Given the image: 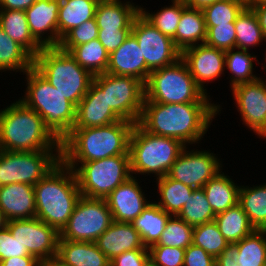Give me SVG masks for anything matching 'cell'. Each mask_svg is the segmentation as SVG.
I'll use <instances>...</instances> for the list:
<instances>
[{"label": "cell", "instance_id": "1", "mask_svg": "<svg viewBox=\"0 0 266 266\" xmlns=\"http://www.w3.org/2000/svg\"><path fill=\"white\" fill-rule=\"evenodd\" d=\"M222 109L219 103L214 102L163 104L144 101L138 124L150 134L177 139L185 146H195L203 140Z\"/></svg>", "mask_w": 266, "mask_h": 266}, {"label": "cell", "instance_id": "2", "mask_svg": "<svg viewBox=\"0 0 266 266\" xmlns=\"http://www.w3.org/2000/svg\"><path fill=\"white\" fill-rule=\"evenodd\" d=\"M134 124L120 120L107 126L71 129L61 141V161L88 162L129 155V139Z\"/></svg>", "mask_w": 266, "mask_h": 266}, {"label": "cell", "instance_id": "3", "mask_svg": "<svg viewBox=\"0 0 266 266\" xmlns=\"http://www.w3.org/2000/svg\"><path fill=\"white\" fill-rule=\"evenodd\" d=\"M0 150L61 151L43 118L19 99L0 110Z\"/></svg>", "mask_w": 266, "mask_h": 266}, {"label": "cell", "instance_id": "4", "mask_svg": "<svg viewBox=\"0 0 266 266\" xmlns=\"http://www.w3.org/2000/svg\"><path fill=\"white\" fill-rule=\"evenodd\" d=\"M36 218L59 233L81 197L74 171L61 160L34 185Z\"/></svg>", "mask_w": 266, "mask_h": 266}, {"label": "cell", "instance_id": "5", "mask_svg": "<svg viewBox=\"0 0 266 266\" xmlns=\"http://www.w3.org/2000/svg\"><path fill=\"white\" fill-rule=\"evenodd\" d=\"M25 96L19 100L36 111L45 126L61 142L74 127L76 106L64 98L34 67L25 73Z\"/></svg>", "mask_w": 266, "mask_h": 266}, {"label": "cell", "instance_id": "6", "mask_svg": "<svg viewBox=\"0 0 266 266\" xmlns=\"http://www.w3.org/2000/svg\"><path fill=\"white\" fill-rule=\"evenodd\" d=\"M184 147L177 139L150 134L134 124L128 150L132 176L152 174L157 179L168 175Z\"/></svg>", "mask_w": 266, "mask_h": 266}, {"label": "cell", "instance_id": "7", "mask_svg": "<svg viewBox=\"0 0 266 266\" xmlns=\"http://www.w3.org/2000/svg\"><path fill=\"white\" fill-rule=\"evenodd\" d=\"M33 67L75 106L86 95L93 80L69 52L59 47H43L34 57Z\"/></svg>", "mask_w": 266, "mask_h": 266}, {"label": "cell", "instance_id": "8", "mask_svg": "<svg viewBox=\"0 0 266 266\" xmlns=\"http://www.w3.org/2000/svg\"><path fill=\"white\" fill-rule=\"evenodd\" d=\"M144 101L163 104L212 103L210 95L197 85L182 58L150 72L144 84Z\"/></svg>", "mask_w": 266, "mask_h": 266}, {"label": "cell", "instance_id": "9", "mask_svg": "<svg viewBox=\"0 0 266 266\" xmlns=\"http://www.w3.org/2000/svg\"><path fill=\"white\" fill-rule=\"evenodd\" d=\"M77 178L82 196L106 199L131 174L130 156L117 155L88 162H63Z\"/></svg>", "mask_w": 266, "mask_h": 266}, {"label": "cell", "instance_id": "10", "mask_svg": "<svg viewBox=\"0 0 266 266\" xmlns=\"http://www.w3.org/2000/svg\"><path fill=\"white\" fill-rule=\"evenodd\" d=\"M61 151L0 150V186L26 183L34 186L61 160Z\"/></svg>", "mask_w": 266, "mask_h": 266}, {"label": "cell", "instance_id": "11", "mask_svg": "<svg viewBox=\"0 0 266 266\" xmlns=\"http://www.w3.org/2000/svg\"><path fill=\"white\" fill-rule=\"evenodd\" d=\"M105 94L107 105L122 119L138 123L145 98L144 83L130 76L102 73L92 80Z\"/></svg>", "mask_w": 266, "mask_h": 266}, {"label": "cell", "instance_id": "12", "mask_svg": "<svg viewBox=\"0 0 266 266\" xmlns=\"http://www.w3.org/2000/svg\"><path fill=\"white\" fill-rule=\"evenodd\" d=\"M112 222L106 199L81 195L59 239L95 242Z\"/></svg>", "mask_w": 266, "mask_h": 266}, {"label": "cell", "instance_id": "13", "mask_svg": "<svg viewBox=\"0 0 266 266\" xmlns=\"http://www.w3.org/2000/svg\"><path fill=\"white\" fill-rule=\"evenodd\" d=\"M131 34L137 39L150 72L175 63L181 58V52L175 46L173 39L161 33L139 14L132 24Z\"/></svg>", "mask_w": 266, "mask_h": 266}, {"label": "cell", "instance_id": "14", "mask_svg": "<svg viewBox=\"0 0 266 266\" xmlns=\"http://www.w3.org/2000/svg\"><path fill=\"white\" fill-rule=\"evenodd\" d=\"M189 149L188 146L183 148L168 176L193 189H200L223 170V165L218 156L209 150Z\"/></svg>", "mask_w": 266, "mask_h": 266}, {"label": "cell", "instance_id": "15", "mask_svg": "<svg viewBox=\"0 0 266 266\" xmlns=\"http://www.w3.org/2000/svg\"><path fill=\"white\" fill-rule=\"evenodd\" d=\"M12 236L40 262L57 257L60 233L36 217L8 221Z\"/></svg>", "mask_w": 266, "mask_h": 266}, {"label": "cell", "instance_id": "16", "mask_svg": "<svg viewBox=\"0 0 266 266\" xmlns=\"http://www.w3.org/2000/svg\"><path fill=\"white\" fill-rule=\"evenodd\" d=\"M243 124L266 140V80L261 76L252 82L231 88Z\"/></svg>", "mask_w": 266, "mask_h": 266}, {"label": "cell", "instance_id": "17", "mask_svg": "<svg viewBox=\"0 0 266 266\" xmlns=\"http://www.w3.org/2000/svg\"><path fill=\"white\" fill-rule=\"evenodd\" d=\"M197 85L207 93V82L220 78L225 72V51L205 43L187 48L181 53ZM206 84V85H205Z\"/></svg>", "mask_w": 266, "mask_h": 266}, {"label": "cell", "instance_id": "18", "mask_svg": "<svg viewBox=\"0 0 266 266\" xmlns=\"http://www.w3.org/2000/svg\"><path fill=\"white\" fill-rule=\"evenodd\" d=\"M137 176L120 184L106 198L112 219L132 223L152 202L144 194Z\"/></svg>", "mask_w": 266, "mask_h": 266}, {"label": "cell", "instance_id": "19", "mask_svg": "<svg viewBox=\"0 0 266 266\" xmlns=\"http://www.w3.org/2000/svg\"><path fill=\"white\" fill-rule=\"evenodd\" d=\"M60 0H37L25 10L30 33L42 47H58Z\"/></svg>", "mask_w": 266, "mask_h": 266}, {"label": "cell", "instance_id": "20", "mask_svg": "<svg viewBox=\"0 0 266 266\" xmlns=\"http://www.w3.org/2000/svg\"><path fill=\"white\" fill-rule=\"evenodd\" d=\"M122 120L106 103L105 94L92 81L88 92L76 106V119L72 129L107 126Z\"/></svg>", "mask_w": 266, "mask_h": 266}, {"label": "cell", "instance_id": "21", "mask_svg": "<svg viewBox=\"0 0 266 266\" xmlns=\"http://www.w3.org/2000/svg\"><path fill=\"white\" fill-rule=\"evenodd\" d=\"M106 73L134 77L144 84L147 82L148 67L137 39L131 33L118 49L109 54Z\"/></svg>", "mask_w": 266, "mask_h": 266}, {"label": "cell", "instance_id": "22", "mask_svg": "<svg viewBox=\"0 0 266 266\" xmlns=\"http://www.w3.org/2000/svg\"><path fill=\"white\" fill-rule=\"evenodd\" d=\"M0 209L8 221L36 217L34 186L26 183L0 186Z\"/></svg>", "mask_w": 266, "mask_h": 266}, {"label": "cell", "instance_id": "23", "mask_svg": "<svg viewBox=\"0 0 266 266\" xmlns=\"http://www.w3.org/2000/svg\"><path fill=\"white\" fill-rule=\"evenodd\" d=\"M95 243L109 260L125 251L148 249L143 245L140 234L132 223L114 220L109 228L97 238Z\"/></svg>", "mask_w": 266, "mask_h": 266}, {"label": "cell", "instance_id": "24", "mask_svg": "<svg viewBox=\"0 0 266 266\" xmlns=\"http://www.w3.org/2000/svg\"><path fill=\"white\" fill-rule=\"evenodd\" d=\"M141 8V5L131 3L129 0H100L95 11L98 29H131L134 19L140 14Z\"/></svg>", "mask_w": 266, "mask_h": 266}, {"label": "cell", "instance_id": "25", "mask_svg": "<svg viewBox=\"0 0 266 266\" xmlns=\"http://www.w3.org/2000/svg\"><path fill=\"white\" fill-rule=\"evenodd\" d=\"M56 258L66 266H110L95 242L59 239Z\"/></svg>", "mask_w": 266, "mask_h": 266}, {"label": "cell", "instance_id": "26", "mask_svg": "<svg viewBox=\"0 0 266 266\" xmlns=\"http://www.w3.org/2000/svg\"><path fill=\"white\" fill-rule=\"evenodd\" d=\"M206 40L205 17L201 9H192L182 2V14L173 42L182 53L187 48L203 44Z\"/></svg>", "mask_w": 266, "mask_h": 266}, {"label": "cell", "instance_id": "27", "mask_svg": "<svg viewBox=\"0 0 266 266\" xmlns=\"http://www.w3.org/2000/svg\"><path fill=\"white\" fill-rule=\"evenodd\" d=\"M202 188L215 214L226 211L238 203L240 184L237 185L229 175H225L222 171Z\"/></svg>", "mask_w": 266, "mask_h": 266}, {"label": "cell", "instance_id": "28", "mask_svg": "<svg viewBox=\"0 0 266 266\" xmlns=\"http://www.w3.org/2000/svg\"><path fill=\"white\" fill-rule=\"evenodd\" d=\"M0 27L33 57L43 49L30 33L25 11L0 10Z\"/></svg>", "mask_w": 266, "mask_h": 266}, {"label": "cell", "instance_id": "29", "mask_svg": "<svg viewBox=\"0 0 266 266\" xmlns=\"http://www.w3.org/2000/svg\"><path fill=\"white\" fill-rule=\"evenodd\" d=\"M100 0H60L58 15V45L61 38L72 28L95 18Z\"/></svg>", "mask_w": 266, "mask_h": 266}, {"label": "cell", "instance_id": "30", "mask_svg": "<svg viewBox=\"0 0 266 266\" xmlns=\"http://www.w3.org/2000/svg\"><path fill=\"white\" fill-rule=\"evenodd\" d=\"M170 216L153 201L132 222L146 248L158 242Z\"/></svg>", "mask_w": 266, "mask_h": 266}, {"label": "cell", "instance_id": "31", "mask_svg": "<svg viewBox=\"0 0 266 266\" xmlns=\"http://www.w3.org/2000/svg\"><path fill=\"white\" fill-rule=\"evenodd\" d=\"M156 190L159 201H154L161 209L172 216H177L193 192V188L170 178L168 175L157 178Z\"/></svg>", "mask_w": 266, "mask_h": 266}, {"label": "cell", "instance_id": "32", "mask_svg": "<svg viewBox=\"0 0 266 266\" xmlns=\"http://www.w3.org/2000/svg\"><path fill=\"white\" fill-rule=\"evenodd\" d=\"M214 221L217 223L220 233L230 244L239 242L256 230L238 203L226 211L216 214Z\"/></svg>", "mask_w": 266, "mask_h": 266}, {"label": "cell", "instance_id": "33", "mask_svg": "<svg viewBox=\"0 0 266 266\" xmlns=\"http://www.w3.org/2000/svg\"><path fill=\"white\" fill-rule=\"evenodd\" d=\"M238 204L256 230H266V183L240 186Z\"/></svg>", "mask_w": 266, "mask_h": 266}, {"label": "cell", "instance_id": "34", "mask_svg": "<svg viewBox=\"0 0 266 266\" xmlns=\"http://www.w3.org/2000/svg\"><path fill=\"white\" fill-rule=\"evenodd\" d=\"M34 57L0 27V72H23L33 67Z\"/></svg>", "mask_w": 266, "mask_h": 266}, {"label": "cell", "instance_id": "35", "mask_svg": "<svg viewBox=\"0 0 266 266\" xmlns=\"http://www.w3.org/2000/svg\"><path fill=\"white\" fill-rule=\"evenodd\" d=\"M69 54L92 76L106 73L109 53L98 39L73 47Z\"/></svg>", "mask_w": 266, "mask_h": 266}, {"label": "cell", "instance_id": "36", "mask_svg": "<svg viewBox=\"0 0 266 266\" xmlns=\"http://www.w3.org/2000/svg\"><path fill=\"white\" fill-rule=\"evenodd\" d=\"M256 59L257 57L247 50L232 48L225 51V69H228L231 73L229 78L231 81L230 88L260 78L253 72L254 62H258V59Z\"/></svg>", "mask_w": 266, "mask_h": 266}, {"label": "cell", "instance_id": "37", "mask_svg": "<svg viewBox=\"0 0 266 266\" xmlns=\"http://www.w3.org/2000/svg\"><path fill=\"white\" fill-rule=\"evenodd\" d=\"M234 25L236 48L249 51L252 47H259L260 43L264 41L258 18L251 7L241 11Z\"/></svg>", "mask_w": 266, "mask_h": 266}, {"label": "cell", "instance_id": "38", "mask_svg": "<svg viewBox=\"0 0 266 266\" xmlns=\"http://www.w3.org/2000/svg\"><path fill=\"white\" fill-rule=\"evenodd\" d=\"M240 266H264L266 264V230H255L235 243Z\"/></svg>", "mask_w": 266, "mask_h": 266}, {"label": "cell", "instance_id": "39", "mask_svg": "<svg viewBox=\"0 0 266 266\" xmlns=\"http://www.w3.org/2000/svg\"><path fill=\"white\" fill-rule=\"evenodd\" d=\"M177 216L194 227L213 221L216 214L206 199L203 188H200L193 190L190 198Z\"/></svg>", "mask_w": 266, "mask_h": 266}, {"label": "cell", "instance_id": "40", "mask_svg": "<svg viewBox=\"0 0 266 266\" xmlns=\"http://www.w3.org/2000/svg\"><path fill=\"white\" fill-rule=\"evenodd\" d=\"M172 5L164 6L157 12L140 9V14L164 35L174 38L182 14V2L171 0Z\"/></svg>", "mask_w": 266, "mask_h": 266}, {"label": "cell", "instance_id": "41", "mask_svg": "<svg viewBox=\"0 0 266 266\" xmlns=\"http://www.w3.org/2000/svg\"><path fill=\"white\" fill-rule=\"evenodd\" d=\"M192 244L201 247L216 259L230 243L220 233L217 223L213 220L193 227Z\"/></svg>", "mask_w": 266, "mask_h": 266}, {"label": "cell", "instance_id": "42", "mask_svg": "<svg viewBox=\"0 0 266 266\" xmlns=\"http://www.w3.org/2000/svg\"><path fill=\"white\" fill-rule=\"evenodd\" d=\"M193 226L184 222L178 216H170L158 242L154 245H163L186 249L192 244Z\"/></svg>", "mask_w": 266, "mask_h": 266}, {"label": "cell", "instance_id": "43", "mask_svg": "<svg viewBox=\"0 0 266 266\" xmlns=\"http://www.w3.org/2000/svg\"><path fill=\"white\" fill-rule=\"evenodd\" d=\"M244 8L242 5L233 1H217L202 10L205 17V26L213 27L234 23Z\"/></svg>", "mask_w": 266, "mask_h": 266}, {"label": "cell", "instance_id": "44", "mask_svg": "<svg viewBox=\"0 0 266 266\" xmlns=\"http://www.w3.org/2000/svg\"><path fill=\"white\" fill-rule=\"evenodd\" d=\"M98 26L95 18L72 28L62 38L58 47L69 52L73 47L98 39Z\"/></svg>", "mask_w": 266, "mask_h": 266}, {"label": "cell", "instance_id": "45", "mask_svg": "<svg viewBox=\"0 0 266 266\" xmlns=\"http://www.w3.org/2000/svg\"><path fill=\"white\" fill-rule=\"evenodd\" d=\"M206 45L224 51L236 48V29L234 23L206 27Z\"/></svg>", "mask_w": 266, "mask_h": 266}, {"label": "cell", "instance_id": "46", "mask_svg": "<svg viewBox=\"0 0 266 266\" xmlns=\"http://www.w3.org/2000/svg\"><path fill=\"white\" fill-rule=\"evenodd\" d=\"M149 259L157 266H183L185 249L163 245L148 248Z\"/></svg>", "mask_w": 266, "mask_h": 266}, {"label": "cell", "instance_id": "47", "mask_svg": "<svg viewBox=\"0 0 266 266\" xmlns=\"http://www.w3.org/2000/svg\"><path fill=\"white\" fill-rule=\"evenodd\" d=\"M17 256L30 255L27 248L12 236L8 227L0 231V261Z\"/></svg>", "mask_w": 266, "mask_h": 266}, {"label": "cell", "instance_id": "48", "mask_svg": "<svg viewBox=\"0 0 266 266\" xmlns=\"http://www.w3.org/2000/svg\"><path fill=\"white\" fill-rule=\"evenodd\" d=\"M130 33L131 29L98 30V40L111 54L122 45Z\"/></svg>", "mask_w": 266, "mask_h": 266}, {"label": "cell", "instance_id": "49", "mask_svg": "<svg viewBox=\"0 0 266 266\" xmlns=\"http://www.w3.org/2000/svg\"><path fill=\"white\" fill-rule=\"evenodd\" d=\"M148 260V249H134L114 257L110 260V266H144Z\"/></svg>", "mask_w": 266, "mask_h": 266}, {"label": "cell", "instance_id": "50", "mask_svg": "<svg viewBox=\"0 0 266 266\" xmlns=\"http://www.w3.org/2000/svg\"><path fill=\"white\" fill-rule=\"evenodd\" d=\"M216 259L201 247L193 244L185 249L183 266H215Z\"/></svg>", "mask_w": 266, "mask_h": 266}, {"label": "cell", "instance_id": "51", "mask_svg": "<svg viewBox=\"0 0 266 266\" xmlns=\"http://www.w3.org/2000/svg\"><path fill=\"white\" fill-rule=\"evenodd\" d=\"M238 249L236 244H229L216 258L215 266H240L238 264Z\"/></svg>", "mask_w": 266, "mask_h": 266}, {"label": "cell", "instance_id": "52", "mask_svg": "<svg viewBox=\"0 0 266 266\" xmlns=\"http://www.w3.org/2000/svg\"><path fill=\"white\" fill-rule=\"evenodd\" d=\"M35 256H17L0 261V266H41Z\"/></svg>", "mask_w": 266, "mask_h": 266}, {"label": "cell", "instance_id": "53", "mask_svg": "<svg viewBox=\"0 0 266 266\" xmlns=\"http://www.w3.org/2000/svg\"><path fill=\"white\" fill-rule=\"evenodd\" d=\"M37 0H0V10H22L30 8Z\"/></svg>", "mask_w": 266, "mask_h": 266}, {"label": "cell", "instance_id": "54", "mask_svg": "<svg viewBox=\"0 0 266 266\" xmlns=\"http://www.w3.org/2000/svg\"><path fill=\"white\" fill-rule=\"evenodd\" d=\"M251 8L258 18L264 42H266V5H252Z\"/></svg>", "mask_w": 266, "mask_h": 266}, {"label": "cell", "instance_id": "55", "mask_svg": "<svg viewBox=\"0 0 266 266\" xmlns=\"http://www.w3.org/2000/svg\"><path fill=\"white\" fill-rule=\"evenodd\" d=\"M217 1L221 0H188L185 5L192 9H201L203 10L205 7L214 4Z\"/></svg>", "mask_w": 266, "mask_h": 266}, {"label": "cell", "instance_id": "56", "mask_svg": "<svg viewBox=\"0 0 266 266\" xmlns=\"http://www.w3.org/2000/svg\"><path fill=\"white\" fill-rule=\"evenodd\" d=\"M41 266H66V265L60 262L57 258H53L49 261L43 262Z\"/></svg>", "mask_w": 266, "mask_h": 266}, {"label": "cell", "instance_id": "57", "mask_svg": "<svg viewBox=\"0 0 266 266\" xmlns=\"http://www.w3.org/2000/svg\"><path fill=\"white\" fill-rule=\"evenodd\" d=\"M8 224V219L6 218L4 212L0 209V231L5 229Z\"/></svg>", "mask_w": 266, "mask_h": 266}, {"label": "cell", "instance_id": "58", "mask_svg": "<svg viewBox=\"0 0 266 266\" xmlns=\"http://www.w3.org/2000/svg\"><path fill=\"white\" fill-rule=\"evenodd\" d=\"M229 1L236 2L245 8H250L252 6V0H229Z\"/></svg>", "mask_w": 266, "mask_h": 266}, {"label": "cell", "instance_id": "59", "mask_svg": "<svg viewBox=\"0 0 266 266\" xmlns=\"http://www.w3.org/2000/svg\"><path fill=\"white\" fill-rule=\"evenodd\" d=\"M252 5H266V0H252Z\"/></svg>", "mask_w": 266, "mask_h": 266}, {"label": "cell", "instance_id": "60", "mask_svg": "<svg viewBox=\"0 0 266 266\" xmlns=\"http://www.w3.org/2000/svg\"><path fill=\"white\" fill-rule=\"evenodd\" d=\"M144 266H157L150 259L144 264Z\"/></svg>", "mask_w": 266, "mask_h": 266}, {"label": "cell", "instance_id": "61", "mask_svg": "<svg viewBox=\"0 0 266 266\" xmlns=\"http://www.w3.org/2000/svg\"><path fill=\"white\" fill-rule=\"evenodd\" d=\"M177 1H180V2L186 3L188 0H177Z\"/></svg>", "mask_w": 266, "mask_h": 266}]
</instances>
